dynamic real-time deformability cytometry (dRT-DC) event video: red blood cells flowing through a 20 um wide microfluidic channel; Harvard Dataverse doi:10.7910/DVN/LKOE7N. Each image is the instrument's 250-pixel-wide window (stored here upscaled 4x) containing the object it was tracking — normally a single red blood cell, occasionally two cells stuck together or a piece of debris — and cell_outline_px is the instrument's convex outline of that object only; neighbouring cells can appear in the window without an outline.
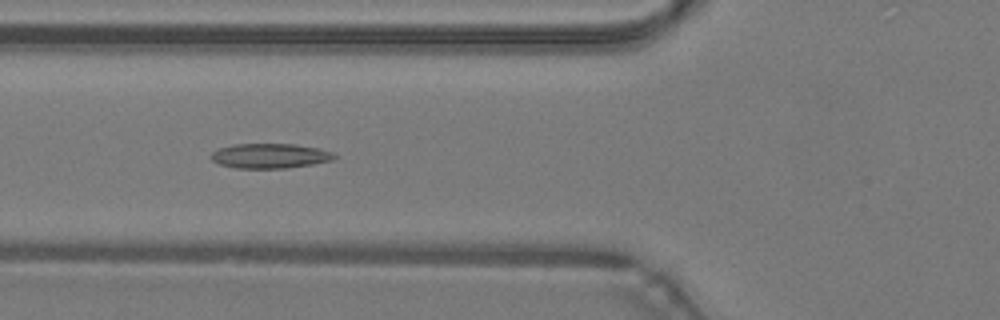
{"species": "common noctule bat (a hibernating species)", "species_latin": "Nyctalus noctula", "temperature_condition": "warm", "stored_images_in_passage": 48, "camera_frame_rate_fps": 3000, "um_per_image_px": 0.085, "animal": {"sex": "male", "body_mass_g": 19.2, "forearm_length_mm": 51.8}, "frame": {"image": 1, "passage_image": 18, "time_ms": 5.667, "image_size_px": [1000, 320], "cell_outline_px": [[336, 156], [332, 160], [312, 164], [288, 168], [236, 168], [220, 164], [212, 160], [208, 156], [212, 152], [220, 148], [236, 144], [296, 144], [316, 148], [332, 152]], "centroid_in_image_um": [22.92, 13.25], "position_along_channel_um": 102.9, "area_um2": 17.69}}
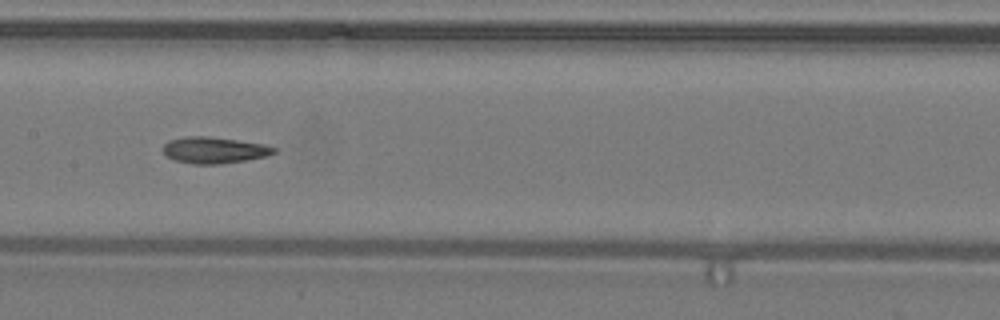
{"frame": {"image": 2, "passage_image": 24, "time_ms": 7.667, "image_size_px": [1000, 320], "cell_outline_px": [[276, 152], [268, 156], [248, 160], [220, 164], [192, 164], [176, 160], [168, 156], [164, 152], [164, 144], [168, 140], [184, 136], [208, 136], [264, 144], [276, 148]], "centroid_in_image_um": [18.23, 12.76], "position_along_channel_um": 189.2, "area_um2": 17.05}}
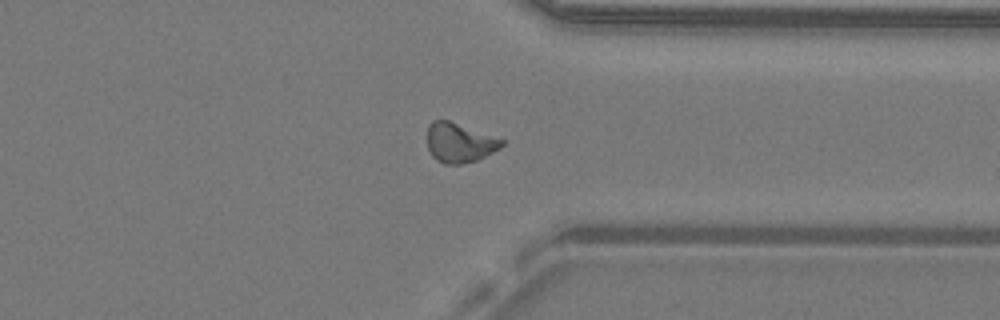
{"frame": {"image": 3, "passage_image": 37, "time_ms": 12.0, "image_size_px": [1000, 320], "cell_outline_px": [[504, 144], [500, 148], [476, 160], [460, 164], [444, 164], [436, 160], [432, 156], [428, 148], [428, 124], [432, 120], [448, 120], [504, 140]], "centroid_in_image_um": [39.02, 12.13], "position_along_channel_um": 372.4, "area_um2": 16.94}, "authors_computed_cell_mechanics": {"area_um2": 17.3689, "velocity_mm_per_s": 4.2814, "shape_relaxation_time_tau1_ms": null, "shape_relaxation_time_tau2_ms": 3.4923, "deformation_change_tau1": null, "deformation_change_tau2": 0.1197}}